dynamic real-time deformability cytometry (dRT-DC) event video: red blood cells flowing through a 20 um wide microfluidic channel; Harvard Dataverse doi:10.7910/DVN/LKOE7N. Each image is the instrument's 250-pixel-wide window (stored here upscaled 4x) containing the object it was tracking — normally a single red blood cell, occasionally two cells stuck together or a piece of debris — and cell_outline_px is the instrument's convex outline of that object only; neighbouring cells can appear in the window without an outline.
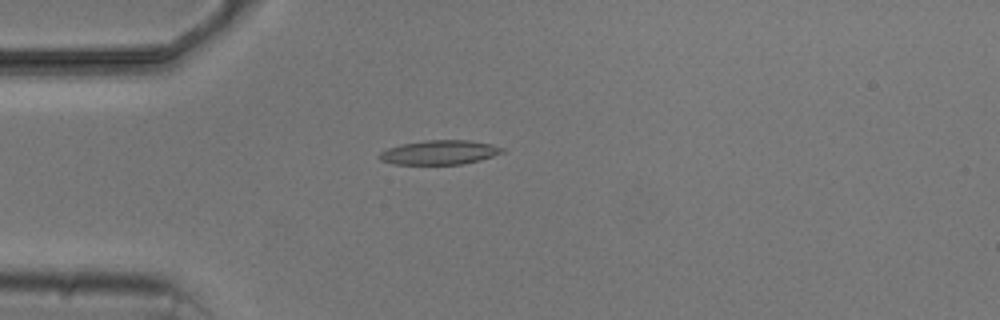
{"species": "common noctule bat (a hibernating species)", "species_latin": "Nyctalus noctula", "temperature_condition": "cold", "stored_images_in_passage": 1, "camera_frame_rate_fps": 3000, "um_per_image_px": 0.085, "animal": {"sex": "male", "body_mass_g": 20.5, "forearm_length_mm": 52.5}, "frame": {"image": 1, "passage_image": 1, "time_ms": 0.0, "image_size_px": [1000, 320], "cell_outline_px": [[504, 152], [480, 160], [460, 164], [392, 164], [380, 160], [376, 156], [380, 152], [388, 148], [400, 144], [424, 140], [468, 140], [492, 144], [504, 148]], "centroid_in_image_um": [37.32, 12.95], "position_along_channel_um": 47.7, "area_um2": 17.46}}